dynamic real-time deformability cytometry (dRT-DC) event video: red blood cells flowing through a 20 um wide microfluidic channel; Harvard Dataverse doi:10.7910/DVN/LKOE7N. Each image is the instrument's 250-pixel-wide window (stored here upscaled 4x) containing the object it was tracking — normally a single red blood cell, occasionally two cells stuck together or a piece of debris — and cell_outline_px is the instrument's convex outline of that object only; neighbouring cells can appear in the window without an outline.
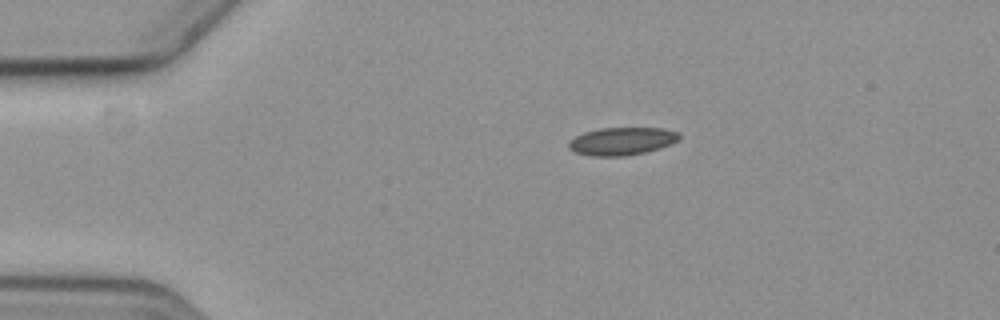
{"species": "common noctule bat (a hibernating species)", "species_latin": "Nyctalus noctula", "temperature_condition": "cold", "stored_images_in_passage": 2, "camera_frame_rate_fps": 3000, "um_per_image_px": 0.085, "animal": {"sex": "female", "body_mass_g": 19.3, "forearm_length_mm": 54.1}, "frame": {"image": 1, "passage_image": 1, "time_ms": 0.0, "image_size_px": [1000, 320], "cell_outline_px": [[680, 140], [672, 144], [660, 148], [644, 152], [624, 156], [592, 156], [576, 152], [568, 148], [568, 144], [576, 136], [584, 132], [600, 128], [664, 128], [680, 132]], "centroid_in_image_um": [52.91, 11.99], "position_along_channel_um": 32.1, "area_um2": 17.92}}